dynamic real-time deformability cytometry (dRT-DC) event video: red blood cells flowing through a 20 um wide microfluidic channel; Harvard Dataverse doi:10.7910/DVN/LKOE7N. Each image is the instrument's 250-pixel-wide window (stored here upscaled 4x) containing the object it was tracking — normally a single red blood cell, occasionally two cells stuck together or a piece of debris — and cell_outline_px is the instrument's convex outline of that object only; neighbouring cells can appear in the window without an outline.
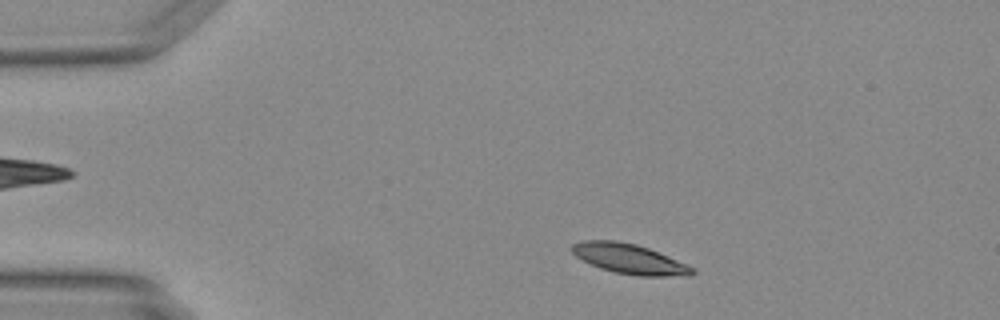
{"species": "Egyptian fruit bat (a non-hibernating species)", "species_latin": "Rousettus aegyptiacus", "temperature_condition": "warm", "stored_images_in_passage": 44, "camera_frame_rate_fps": 3000, "um_per_image_px": 0.085, "animal": {"sex": "female"}, "frame": {"image": 1, "passage_image": 5, "time_ms": 1.333, "image_size_px": [1000, 320], "cell_outline_px": [[696, 272], [692, 276], [636, 276], [616, 272], [600, 268], [576, 256], [572, 252], [572, 244], [580, 240], [616, 240], [636, 244], [648, 248], [668, 256], [696, 268]], "centroid_in_image_um": [53.54, 22.01], "position_along_channel_um": 31.5, "area_um2": 21.04}}
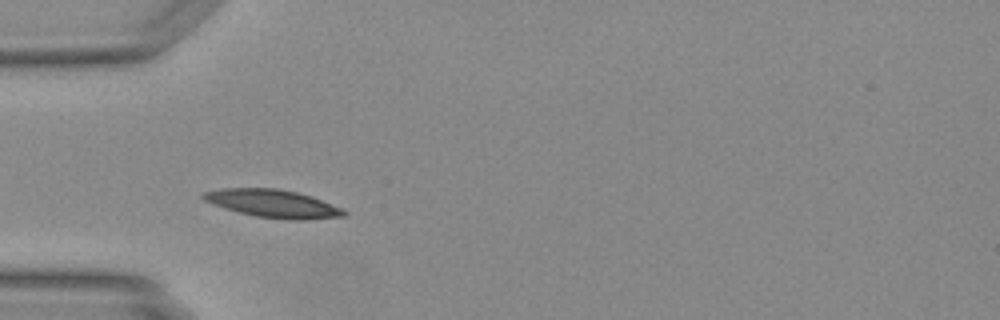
{"frame": {"image": 2, "passage_image": 11, "time_ms": 3.333, "image_size_px": [1000, 320], "cell_outline_px": [[348, 212], [344, 216], [308, 220], [288, 220], [256, 216], [224, 208], [212, 204], [204, 200], [200, 196], [204, 192], [220, 188], [276, 188], [296, 192], [312, 196], [340, 208]], "centroid_in_image_um": [23.18, 17.3], "position_along_channel_um": 61.8, "area_um2": 22.83}}
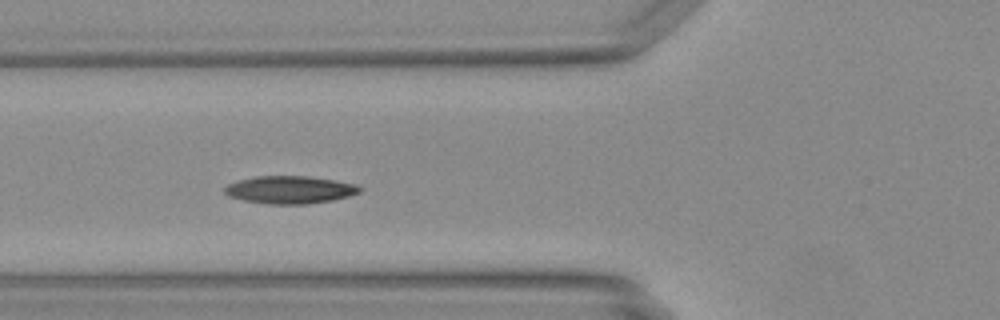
{"frame": {"image": 3, "passage_image": 14, "time_ms": 4.333, "image_size_px": [1000, 320], "cell_outline_px": [[360, 192], [348, 196], [332, 200], [304, 204], [268, 204], [244, 200], [228, 196], [224, 192], [224, 188], [228, 184], [240, 180], [256, 176], [308, 176], [356, 184], [360, 188]], "centroid_in_image_um": [24.61, 16.13], "position_along_channel_um": 101.2, "area_um2": 21.5}}